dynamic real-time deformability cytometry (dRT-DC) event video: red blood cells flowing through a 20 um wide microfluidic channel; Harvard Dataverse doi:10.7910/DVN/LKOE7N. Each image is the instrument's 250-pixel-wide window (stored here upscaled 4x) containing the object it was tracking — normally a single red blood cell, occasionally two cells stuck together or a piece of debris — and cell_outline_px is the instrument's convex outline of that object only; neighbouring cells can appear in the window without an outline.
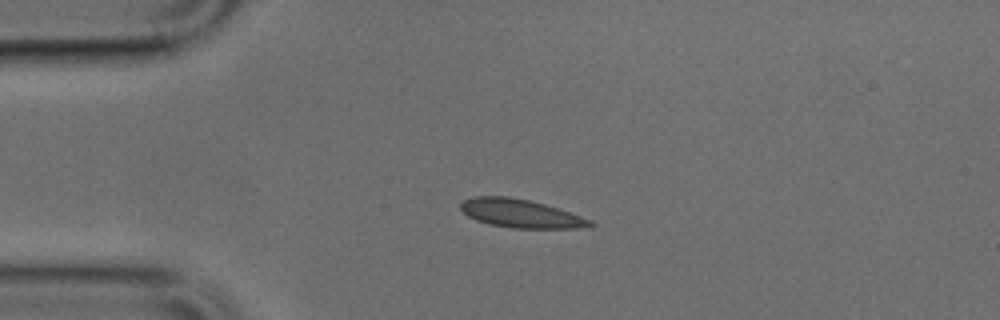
{"species": "common noctule bat (a hibernating species)", "species_latin": "Nyctalus noctula", "temperature_condition": "cold", "stored_images_in_passage": 39, "camera_frame_rate_fps": 3000, "um_per_image_px": 0.085, "animal": {"sex": "male", "body_mass_g": 17.9, "forearm_length_mm": 54.2}, "frame": {"image": 1, "passage_image": 1, "time_ms": 0.0, "image_size_px": [1000, 320], "cell_outline_px": [[596, 224], [592, 228], [512, 228], [492, 224], [476, 220], [468, 216], [460, 208], [460, 204], [464, 200], [472, 196], [508, 196], [528, 200], [544, 204], [592, 220]], "centroid_in_image_um": [44.28, 18.15], "position_along_channel_um": 40.7, "area_um2": 21.33}}
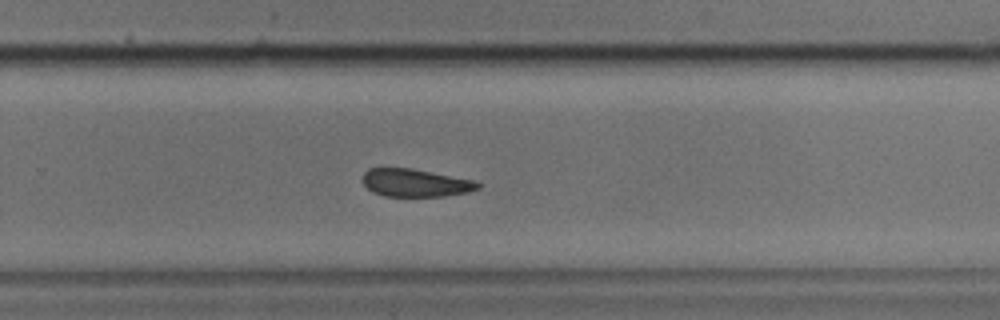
{"frame": {"image": 2, "passage_image": 22, "time_ms": 7.0, "image_size_px": [1000, 320], "cell_outline_px": [[480, 188], [468, 192], [444, 196], [384, 196], [372, 192], [364, 184], [364, 172], [368, 168], [412, 168], [472, 180], [480, 184]], "centroid_in_image_um": [35.29, 15.54], "position_along_channel_um": 294.5, "area_um2": 18.5}}
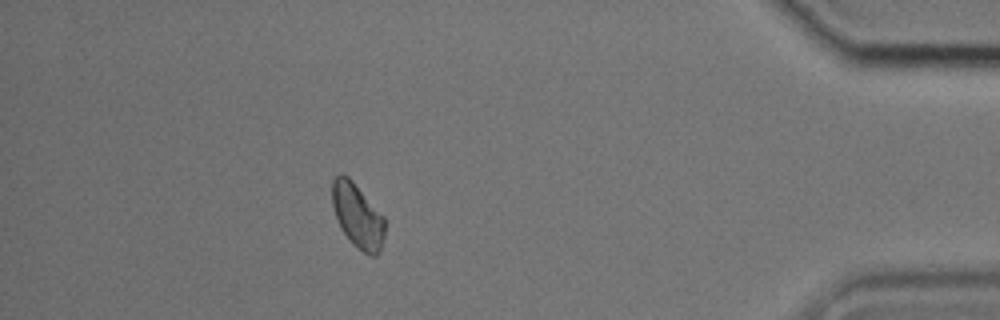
{"frame": {"image": 3, "passage_image": 34, "time_ms": 11.0, "image_size_px": [1000, 320], "cell_outline_px": [[384, 236], [380, 252], [376, 256], [368, 256], [356, 248], [348, 240], [340, 228], [332, 204], [332, 180], [340, 172], [348, 176], [352, 180], [384, 216]], "centroid_in_image_um": [30.39, 18.36], "position_along_channel_um": 404.8, "area_um2": 20.0}}